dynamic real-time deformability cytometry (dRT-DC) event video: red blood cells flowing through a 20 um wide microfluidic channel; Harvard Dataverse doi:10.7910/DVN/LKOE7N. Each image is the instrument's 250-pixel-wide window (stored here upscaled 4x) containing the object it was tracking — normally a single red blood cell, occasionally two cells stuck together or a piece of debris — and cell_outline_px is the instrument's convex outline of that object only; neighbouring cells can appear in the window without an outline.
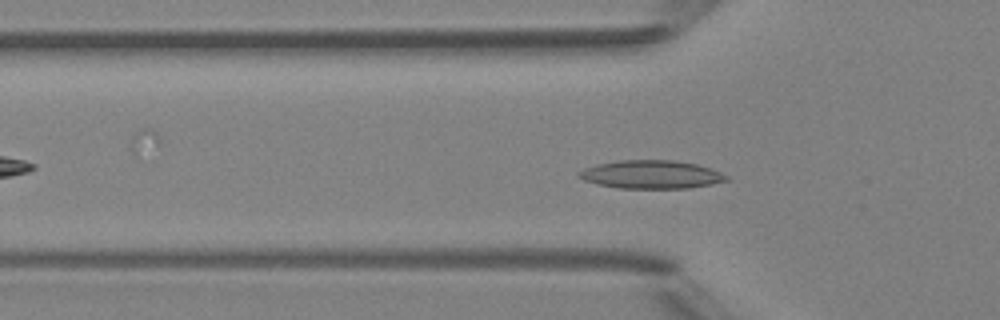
{"species": "Egyptian fruit bat (a non-hibernating species)", "species_latin": "Rousettus aegyptiacus", "temperature_condition": "room temperature", "stored_images_in_passage": 30, "camera_frame_rate_fps": 3000, "um_per_image_px": 0.085, "animal": {"sex": "female"}, "frame": {"image": 1, "passage_image": 4, "time_ms": 1.0, "image_size_px": [1000, 320], "cell_outline_px": [[732, 180], [712, 184], [688, 188], [616, 188], [596, 184], [584, 180], [576, 172], [584, 168], [596, 164], [620, 160], [672, 160], [696, 164], [720, 172], [728, 176]], "centroid_in_image_um": [55.35, 14.83], "position_along_channel_um": 70.5, "area_um2": 24.33}}
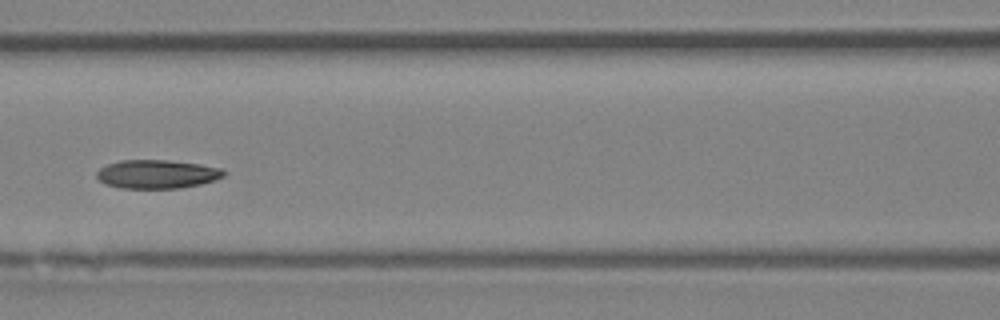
{"frame": {"image": 2, "passage_image": 10, "time_ms": 3.0, "image_size_px": [1000, 320], "cell_outline_px": [[228, 172], [224, 176], [200, 184], [180, 188], [120, 188], [104, 184], [96, 176], [96, 172], [100, 168], [108, 164], [120, 160], [168, 160], [200, 164], [224, 168]], "centroid_in_image_um": [13.36, 14.79], "position_along_channel_um": 153.2, "area_um2": 21.33}}
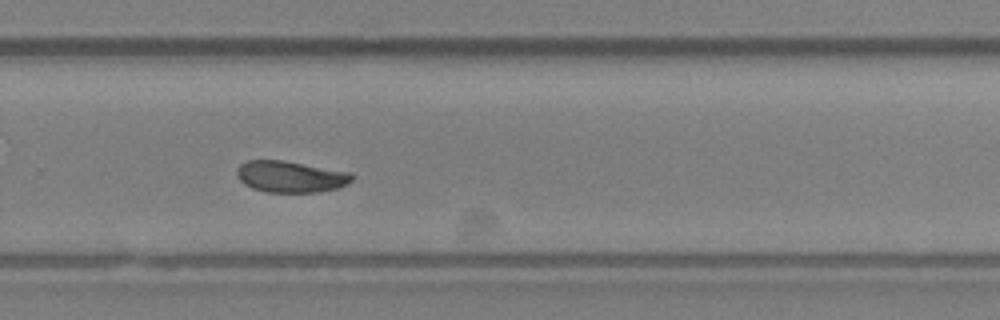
{"frame": {"image": 3, "passage_image": 21, "time_ms": 6.667, "image_size_px": [1000, 320], "cell_outline_px": [[352, 180], [340, 188], [320, 192], [268, 192], [252, 188], [244, 184], [236, 176], [236, 168], [240, 164], [248, 160], [284, 160], [352, 172]], "centroid_in_image_um": [24.69, 15.01], "position_along_channel_um": 305.1, "area_um2": 21.33}, "authors_computed_cell_mechanics": {"area_um2": 21.2126, "velocity_mm_per_s": 4.1483, "shape_relaxation_time_tau1_ms": 3.8918, "shape_relaxation_time_tau2_ms": 3.2601, "deformation_change_tau1": 0.108, "deformation_change_tau2": 0.0576}}